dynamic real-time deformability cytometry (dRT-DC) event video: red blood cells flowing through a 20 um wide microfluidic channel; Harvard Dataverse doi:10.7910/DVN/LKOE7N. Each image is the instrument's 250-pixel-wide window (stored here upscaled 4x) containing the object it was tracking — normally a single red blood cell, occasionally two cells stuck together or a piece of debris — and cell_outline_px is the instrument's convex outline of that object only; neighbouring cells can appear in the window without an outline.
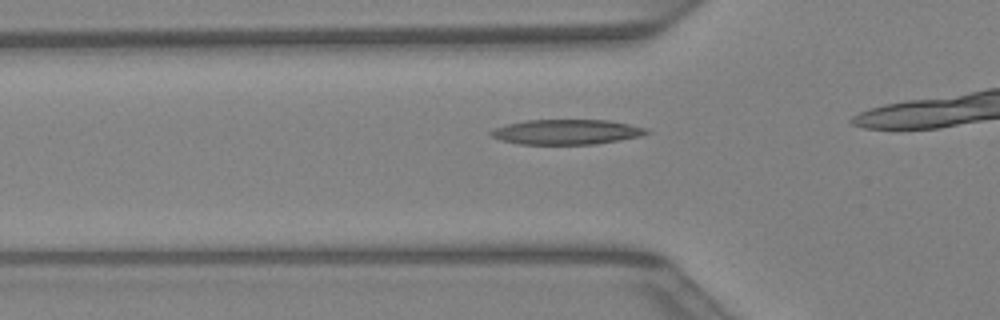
{"species": "Egyptian fruit bat (a non-hibernating species)", "species_latin": "Rousettus aegyptiacus", "temperature_condition": "warm", "stored_images_in_passage": 15, "camera_frame_rate_fps": 3000, "um_per_image_px": 0.085, "animal": {"sex": "female"}, "frame": {"image": 1, "passage_image": 3, "time_ms": 0.667, "image_size_px": [1000, 320], "cell_outline_px": [[652, 132], [640, 136], [620, 140], [596, 144], [520, 144], [500, 140], [488, 136], [488, 132], [496, 128], [508, 124], [524, 120], [608, 120], [648, 128]], "centroid_in_image_um": [48.15, 11.22], "position_along_channel_um": 77.6, "area_um2": 22.77}}
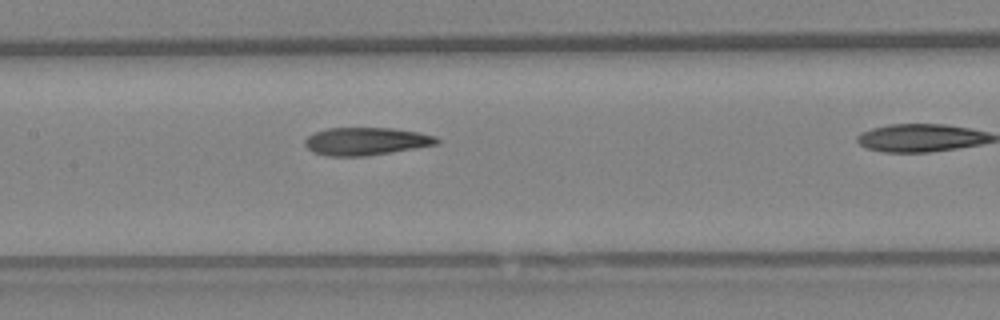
{"frame": {"image": 2, "passage_image": 9, "time_ms": 2.667, "image_size_px": [1000, 320], "cell_outline_px": [[440, 144], [364, 156], [328, 156], [312, 152], [304, 144], [304, 140], [312, 132], [328, 128], [392, 128], [420, 132], [436, 136], [440, 140]], "centroid_in_image_um": [31.11, 12.0], "position_along_channel_um": 176.3, "area_um2": 21.44}}